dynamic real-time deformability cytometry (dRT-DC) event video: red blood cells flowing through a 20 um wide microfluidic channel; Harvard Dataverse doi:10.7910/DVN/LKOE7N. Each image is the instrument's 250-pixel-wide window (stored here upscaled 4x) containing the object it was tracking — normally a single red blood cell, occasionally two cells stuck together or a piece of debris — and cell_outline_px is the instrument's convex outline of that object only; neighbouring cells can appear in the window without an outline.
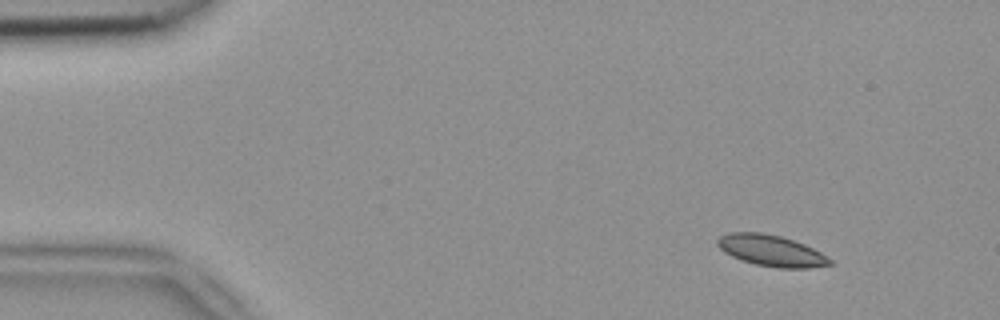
{"species": "common noctule bat (a hibernating species)", "species_latin": "Nyctalus noctula", "temperature_condition": "room temperature", "stored_images_in_passage": 8, "camera_frame_rate_fps": 3000, "um_per_image_px": 0.085, "animal": {"sex": "female", "body_mass_g": 18.4}, "frame": {"image": 1, "passage_image": 1, "time_ms": 0.0, "image_size_px": [1000, 320], "cell_outline_px": [[832, 264], [808, 268], [776, 268], [756, 264], [740, 260], [724, 252], [716, 244], [716, 240], [720, 236], [728, 232], [760, 232], [780, 236], [804, 244], [828, 256], [832, 260]], "centroid_in_image_um": [65.53, 21.3], "position_along_channel_um": 19.5, "area_um2": 20.46}}
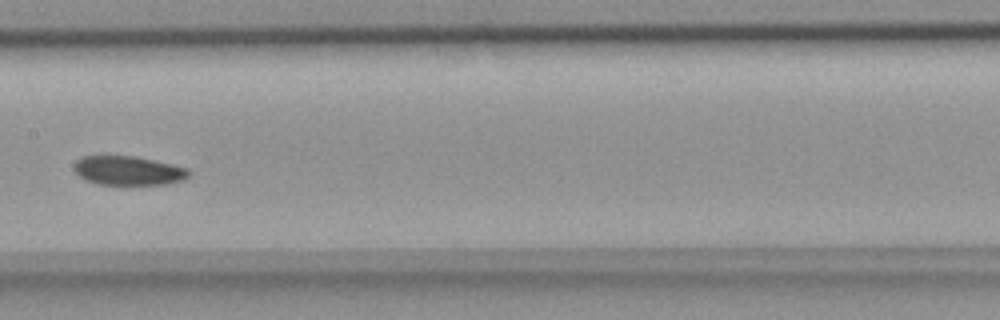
{"frame": {"image": 2, "passage_image": 7, "time_ms": 2.0, "image_size_px": [1000, 320], "cell_outline_px": [[192, 172], [184, 180], [168, 184], [124, 188], [96, 184], [84, 180], [72, 168], [76, 160], [84, 156], [104, 152], [136, 156], [172, 164], [188, 168]], "centroid_in_image_um": [10.86, 14.51], "position_along_channel_um": 196.5, "area_um2": 21.39}}
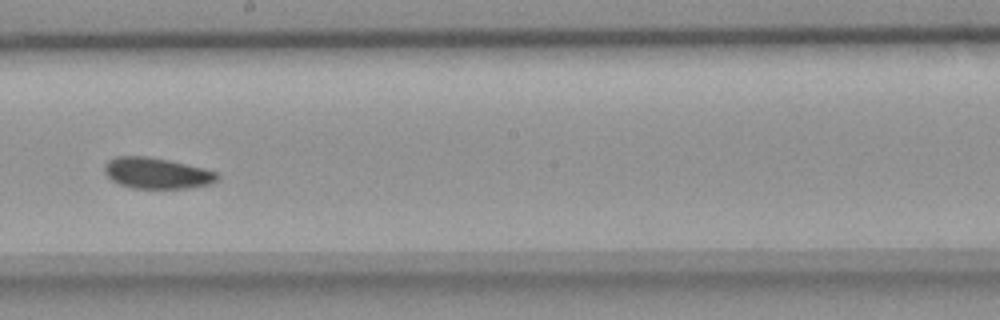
{"frame": {"image": 3, "passage_image": 8, "time_ms": 2.333, "image_size_px": [1000, 320], "cell_outline_px": [[220, 176], [216, 180], [208, 184], [188, 188], [132, 188], [120, 184], [112, 180], [104, 172], [104, 164], [108, 160], [116, 156], [148, 156], [168, 160], [204, 168], [216, 172]], "centroid_in_image_um": [13.3, 14.71], "position_along_channel_um": 234.9, "area_um2": 20.29}}